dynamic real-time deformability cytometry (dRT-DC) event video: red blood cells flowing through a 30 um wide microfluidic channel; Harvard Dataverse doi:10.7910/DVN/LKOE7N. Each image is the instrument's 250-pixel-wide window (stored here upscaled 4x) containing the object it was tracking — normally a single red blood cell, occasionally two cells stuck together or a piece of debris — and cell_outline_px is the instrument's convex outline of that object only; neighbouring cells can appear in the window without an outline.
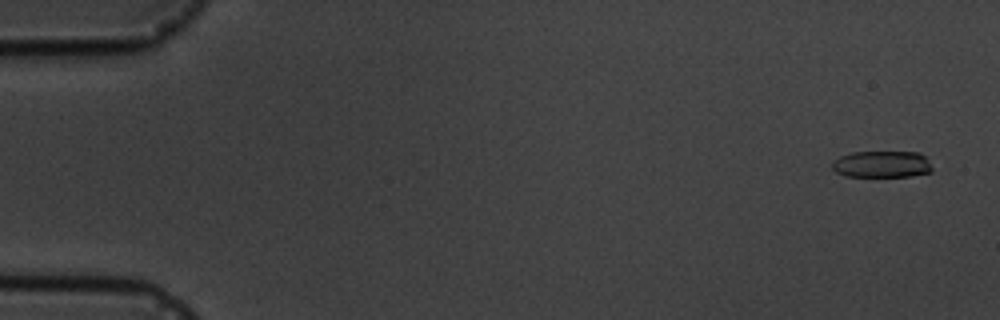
{"species": "common noctule bat (a hibernating species)", "species_latin": "Nyctalus noctula", "temperature_condition": "cold", "stored_images_in_passage": 7, "camera_frame_rate_fps": 3000, "um_per_image_px": 0.085, "animal": {"sex": "male", "body_mass_g": 19.5, "forearm_length_mm": 54.6}, "frame": {"image": 1, "passage_image": 1, "time_ms": 0.0, "image_size_px": [1000, 320], "cell_outline_px": [[932, 172], [912, 176], [844, 176], [836, 172], [832, 168], [832, 160], [840, 156], [852, 152], [920, 152], [924, 156], [932, 168]], "centroid_in_image_um": [74.94, 13.96], "position_along_channel_um": 10.1, "area_um2": 15.61}}
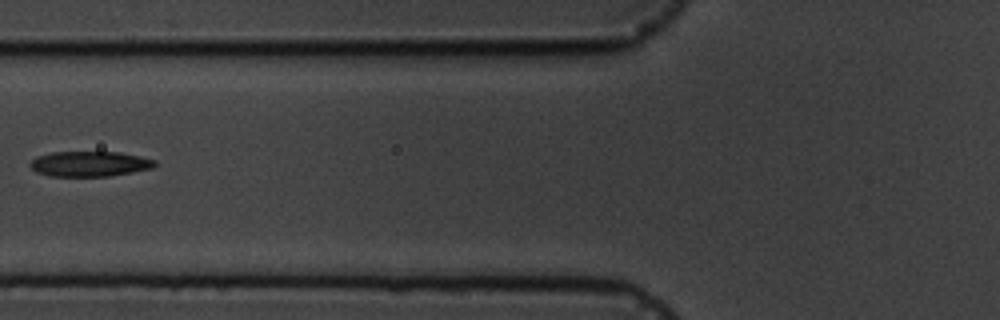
{"frame": {"image": 2, "passage_image": 6, "time_ms": 6.667, "image_size_px": [1000, 320], "cell_outline_px": [[156, 164], [152, 168], [132, 172], [108, 176], [52, 176], [36, 172], [28, 164], [36, 156], [52, 152], [120, 152], [140, 156], [156, 160]], "centroid_in_image_um": [7.61, 13.92], "position_along_channel_um": 118.2, "area_um2": 18.32}}
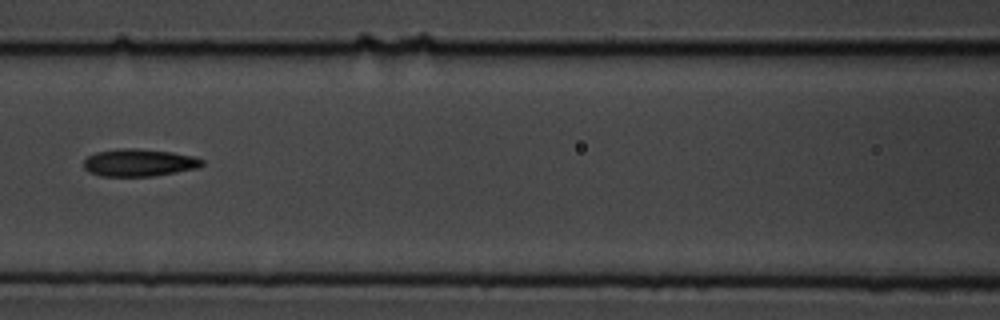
{"frame": {"image": 3, "passage_image": 7, "time_ms": 7.667, "image_size_px": [1000, 320], "cell_outline_px": [[204, 164], [200, 168], [152, 176], [100, 176], [88, 172], [84, 168], [84, 160], [88, 156], [96, 152], [120, 148], [136, 148], [172, 152], [196, 156], [204, 160]], "centroid_in_image_um": [11.85, 13.82], "position_along_channel_um": 154.8, "area_um2": 19.13}}